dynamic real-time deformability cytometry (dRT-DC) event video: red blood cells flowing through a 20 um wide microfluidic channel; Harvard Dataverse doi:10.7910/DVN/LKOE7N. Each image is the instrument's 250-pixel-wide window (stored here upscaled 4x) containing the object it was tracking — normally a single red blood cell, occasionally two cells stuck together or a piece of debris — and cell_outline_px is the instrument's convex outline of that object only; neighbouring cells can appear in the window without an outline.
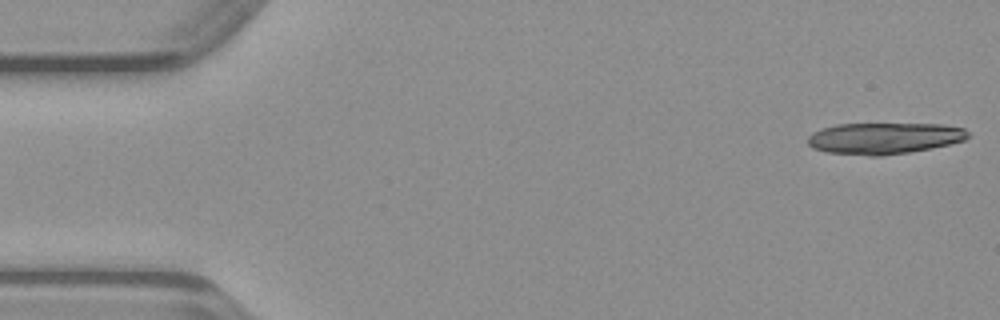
{"species": "common noctule bat (a hibernating species)", "species_latin": "Nyctalus noctula", "temperature_condition": "warm", "stored_images_in_passage": 16, "camera_frame_rate_fps": 3000, "um_per_image_px": 0.085, "animal": {"sex": "male", "body_mass_g": 23.1, "forearm_length_mm": 52.7}, "frame": {"image": 1, "passage_image": 1, "time_ms": 0.0, "image_size_px": [1000, 320], "cell_outline_px": [[968, 136], [964, 140], [932, 148], [908, 152], [880, 156], [868, 156], [828, 152], [812, 148], [808, 144], [808, 136], [812, 132], [820, 128], [836, 124], [944, 124], [964, 128], [968, 132]], "centroid_in_image_um": [75.12, 11.75], "position_along_channel_um": 9.9, "area_um2": 29.36}}